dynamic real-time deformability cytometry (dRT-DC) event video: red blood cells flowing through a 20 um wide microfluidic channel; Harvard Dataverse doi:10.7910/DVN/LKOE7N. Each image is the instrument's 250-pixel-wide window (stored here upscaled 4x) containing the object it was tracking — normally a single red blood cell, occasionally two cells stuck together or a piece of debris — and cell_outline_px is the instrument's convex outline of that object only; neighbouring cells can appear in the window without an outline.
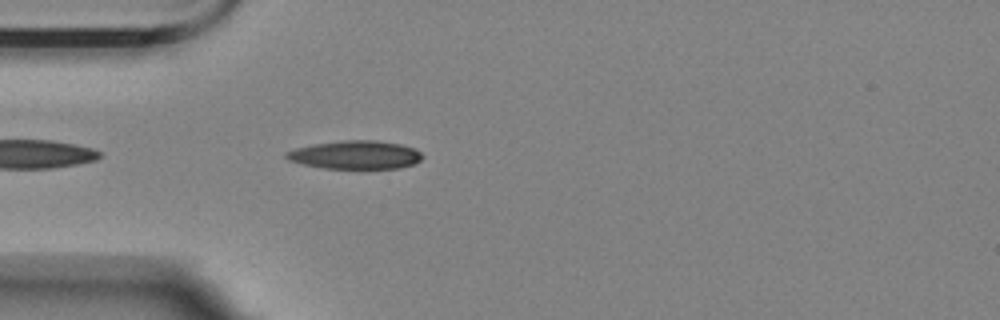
{"species": "Egyptian fruit bat (a non-hibernating species)", "species_latin": "Rousettus aegyptiacus", "temperature_condition": "room temperature", "stored_images_in_passage": 21, "camera_frame_rate_fps": 3000, "um_per_image_px": 0.085, "animal": {"sex": "female"}, "frame": {"image": 1, "passage_image": 3, "time_ms": 0.667, "image_size_px": [1000, 320], "cell_outline_px": [[424, 156], [420, 160], [412, 164], [400, 168], [324, 168], [304, 164], [288, 160], [284, 156], [284, 152], [296, 148], [312, 144], [344, 140], [376, 140], [400, 144], [416, 148]], "centroid_in_image_um": [30.21, 13.15], "position_along_channel_um": 54.8, "area_um2": 22.48}}
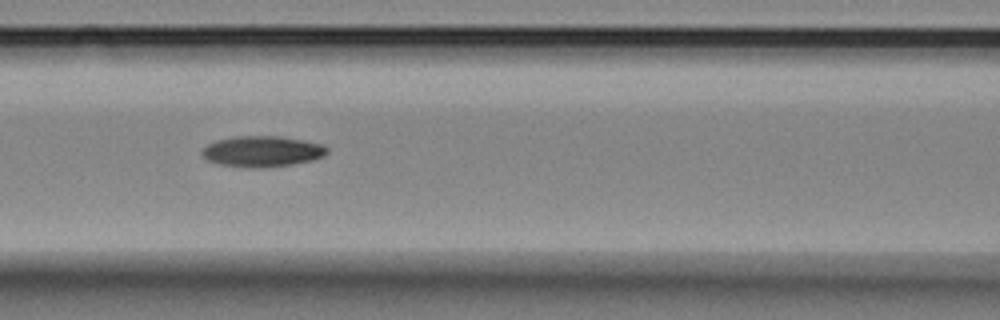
{"frame": {"image": 2, "passage_image": 11, "time_ms": 3.333, "image_size_px": [1000, 320], "cell_outline_px": [[328, 152], [324, 156], [312, 160], [292, 164], [260, 168], [244, 168], [216, 164], [208, 160], [200, 152], [208, 144], [216, 140], [232, 136], [280, 136], [304, 140], [320, 144], [328, 148]], "centroid_in_image_um": [22.26, 12.87], "position_along_channel_um": 144.3, "area_um2": 22.66}}
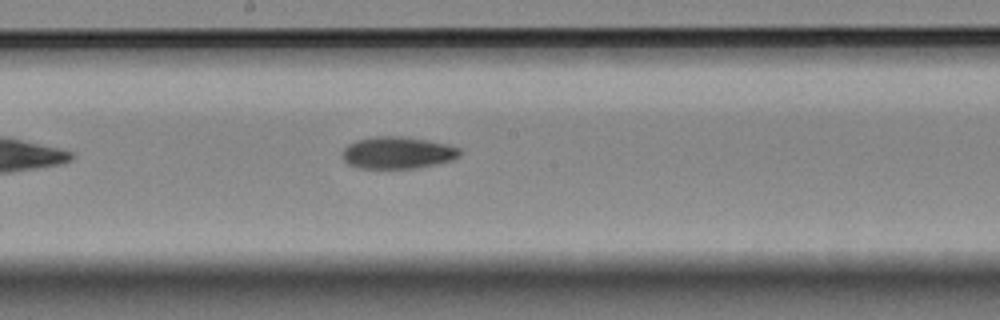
{"frame": {"image": 3, "passage_image": 17, "time_ms": 5.333, "image_size_px": [1000, 320], "cell_outline_px": [[460, 156], [452, 160], [436, 164], [416, 168], [360, 168], [348, 164], [344, 160], [344, 148], [348, 144], [356, 140], [376, 136], [404, 136], [428, 140], [448, 144], [460, 148]], "centroid_in_image_um": [33.82, 12.97], "position_along_channel_um": 214.4, "area_um2": 21.91}}